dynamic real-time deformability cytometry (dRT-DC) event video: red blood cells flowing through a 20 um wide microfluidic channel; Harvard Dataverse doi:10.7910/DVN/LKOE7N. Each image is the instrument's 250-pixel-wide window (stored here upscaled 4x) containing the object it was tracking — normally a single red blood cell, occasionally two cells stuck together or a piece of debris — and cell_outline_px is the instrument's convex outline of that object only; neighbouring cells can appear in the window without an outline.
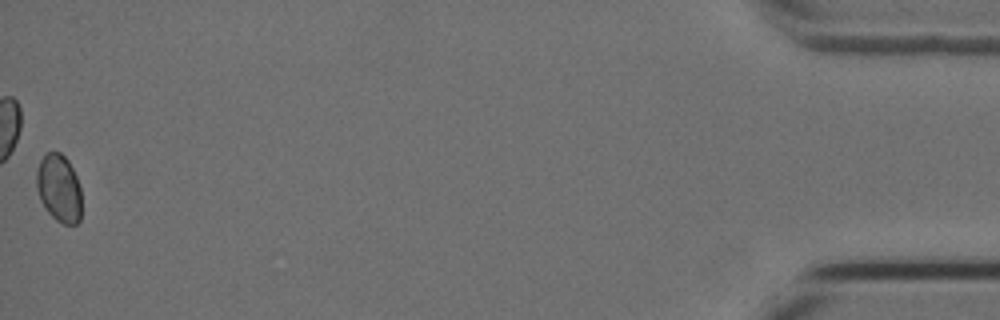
{"species": "Egyptian fruit bat (a non-hibernating species)", "species_latin": "Rousettus aegyptiacus", "temperature_condition": "cold", "stored_images_in_passage": 45, "camera_frame_rate_fps": 3000, "um_per_image_px": 0.085, "animal": {"sex": "female"}, "frame": {"image": 1, "passage_image": 45, "time_ms": 14.667, "image_size_px": [1000, 320], "cell_outline_px": [[80, 220], [76, 224], [64, 224], [56, 220], [44, 208], [40, 200], [36, 188], [36, 172], [40, 160], [48, 152], [60, 152], [68, 160], [76, 176], [80, 188]], "centroid_in_image_um": [4.99, 16.0], "position_along_channel_um": 430.2, "area_um2": 17.74}}